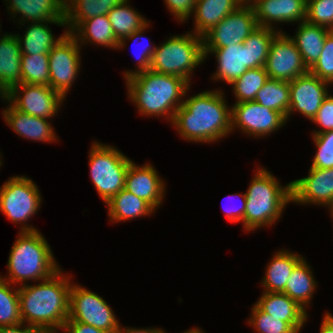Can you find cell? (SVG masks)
<instances>
[{
	"label": "cell",
	"instance_id": "7402d4cb",
	"mask_svg": "<svg viewBox=\"0 0 333 333\" xmlns=\"http://www.w3.org/2000/svg\"><path fill=\"white\" fill-rule=\"evenodd\" d=\"M21 47L16 34L0 40V96L21 83Z\"/></svg>",
	"mask_w": 333,
	"mask_h": 333
},
{
	"label": "cell",
	"instance_id": "cb8c5ba5",
	"mask_svg": "<svg viewBox=\"0 0 333 333\" xmlns=\"http://www.w3.org/2000/svg\"><path fill=\"white\" fill-rule=\"evenodd\" d=\"M24 37L16 34L21 47L22 55L49 54V51L68 33L64 31L57 39L53 36L48 23L66 27L65 19L59 21L30 22ZM55 37V38H54Z\"/></svg>",
	"mask_w": 333,
	"mask_h": 333
},
{
	"label": "cell",
	"instance_id": "e575fe53",
	"mask_svg": "<svg viewBox=\"0 0 333 333\" xmlns=\"http://www.w3.org/2000/svg\"><path fill=\"white\" fill-rule=\"evenodd\" d=\"M21 83L50 86L49 54L21 55Z\"/></svg>",
	"mask_w": 333,
	"mask_h": 333
},
{
	"label": "cell",
	"instance_id": "681fc988",
	"mask_svg": "<svg viewBox=\"0 0 333 333\" xmlns=\"http://www.w3.org/2000/svg\"><path fill=\"white\" fill-rule=\"evenodd\" d=\"M303 326L292 327L289 331L285 333H300Z\"/></svg>",
	"mask_w": 333,
	"mask_h": 333
},
{
	"label": "cell",
	"instance_id": "1f68e13d",
	"mask_svg": "<svg viewBox=\"0 0 333 333\" xmlns=\"http://www.w3.org/2000/svg\"><path fill=\"white\" fill-rule=\"evenodd\" d=\"M128 4H130L129 0H124L107 13L118 41L144 28L149 23L143 15Z\"/></svg>",
	"mask_w": 333,
	"mask_h": 333
},
{
	"label": "cell",
	"instance_id": "ffe728a7",
	"mask_svg": "<svg viewBox=\"0 0 333 333\" xmlns=\"http://www.w3.org/2000/svg\"><path fill=\"white\" fill-rule=\"evenodd\" d=\"M2 110L3 118L10 129L22 138L33 141L52 143L57 135L47 118H40L18 111L10 103Z\"/></svg>",
	"mask_w": 333,
	"mask_h": 333
},
{
	"label": "cell",
	"instance_id": "5b68a950",
	"mask_svg": "<svg viewBox=\"0 0 333 333\" xmlns=\"http://www.w3.org/2000/svg\"><path fill=\"white\" fill-rule=\"evenodd\" d=\"M281 29L258 27L243 42L222 48H203L205 60L215 55L217 70L212 74L217 81L231 84L248 69L264 67L273 38Z\"/></svg>",
	"mask_w": 333,
	"mask_h": 333
},
{
	"label": "cell",
	"instance_id": "3957f363",
	"mask_svg": "<svg viewBox=\"0 0 333 333\" xmlns=\"http://www.w3.org/2000/svg\"><path fill=\"white\" fill-rule=\"evenodd\" d=\"M128 98L143 116L165 117L172 123L189 84L182 77L147 70L125 79ZM169 116V117H168Z\"/></svg>",
	"mask_w": 333,
	"mask_h": 333
},
{
	"label": "cell",
	"instance_id": "ac0fdd59",
	"mask_svg": "<svg viewBox=\"0 0 333 333\" xmlns=\"http://www.w3.org/2000/svg\"><path fill=\"white\" fill-rule=\"evenodd\" d=\"M165 182L153 165L142 166L131 161L125 176V189L148 202L155 210L162 205L165 195Z\"/></svg>",
	"mask_w": 333,
	"mask_h": 333
},
{
	"label": "cell",
	"instance_id": "74e56055",
	"mask_svg": "<svg viewBox=\"0 0 333 333\" xmlns=\"http://www.w3.org/2000/svg\"><path fill=\"white\" fill-rule=\"evenodd\" d=\"M251 310L248 324L258 333H285L292 328L287 322L264 312L256 303Z\"/></svg>",
	"mask_w": 333,
	"mask_h": 333
},
{
	"label": "cell",
	"instance_id": "f1b7e54d",
	"mask_svg": "<svg viewBox=\"0 0 333 333\" xmlns=\"http://www.w3.org/2000/svg\"><path fill=\"white\" fill-rule=\"evenodd\" d=\"M109 220L124 222L127 220L150 216L155 209L144 199L137 197L125 188L115 194L107 203Z\"/></svg>",
	"mask_w": 333,
	"mask_h": 333
},
{
	"label": "cell",
	"instance_id": "f546056e",
	"mask_svg": "<svg viewBox=\"0 0 333 333\" xmlns=\"http://www.w3.org/2000/svg\"><path fill=\"white\" fill-rule=\"evenodd\" d=\"M124 0H65L66 30L71 33L82 21L107 15Z\"/></svg>",
	"mask_w": 333,
	"mask_h": 333
},
{
	"label": "cell",
	"instance_id": "4316f807",
	"mask_svg": "<svg viewBox=\"0 0 333 333\" xmlns=\"http://www.w3.org/2000/svg\"><path fill=\"white\" fill-rule=\"evenodd\" d=\"M298 25L294 37L290 36V38L295 43L304 65L309 70L318 60L330 29L306 21L298 23Z\"/></svg>",
	"mask_w": 333,
	"mask_h": 333
},
{
	"label": "cell",
	"instance_id": "7bdbcfd3",
	"mask_svg": "<svg viewBox=\"0 0 333 333\" xmlns=\"http://www.w3.org/2000/svg\"><path fill=\"white\" fill-rule=\"evenodd\" d=\"M197 0H164L168 10L178 22H186L192 16Z\"/></svg>",
	"mask_w": 333,
	"mask_h": 333
},
{
	"label": "cell",
	"instance_id": "ee69618b",
	"mask_svg": "<svg viewBox=\"0 0 333 333\" xmlns=\"http://www.w3.org/2000/svg\"><path fill=\"white\" fill-rule=\"evenodd\" d=\"M226 197H229V199L231 198V200L235 199L236 197H238V198L241 197V200H240L241 203L239 202L236 205V203L238 201L236 200V203H234V204H233V201H232V203H230L231 205L228 203V206L224 207L225 206L224 205L223 206L224 208L223 207L222 208H223V211H224V215H225V217L227 218V220L229 222H233V223L242 222L243 227H244V214H245V209H246V195H245V193H243V194H241V193H236L235 194L234 193V194L226 196Z\"/></svg>",
	"mask_w": 333,
	"mask_h": 333
},
{
	"label": "cell",
	"instance_id": "d6986e66",
	"mask_svg": "<svg viewBox=\"0 0 333 333\" xmlns=\"http://www.w3.org/2000/svg\"><path fill=\"white\" fill-rule=\"evenodd\" d=\"M254 10L259 27L272 28L276 23L303 22L306 19V0H255Z\"/></svg>",
	"mask_w": 333,
	"mask_h": 333
},
{
	"label": "cell",
	"instance_id": "6da1fadb",
	"mask_svg": "<svg viewBox=\"0 0 333 333\" xmlns=\"http://www.w3.org/2000/svg\"><path fill=\"white\" fill-rule=\"evenodd\" d=\"M71 276L60 268L51 277L35 285L19 287V306L23 324L42 333H57L69 318Z\"/></svg>",
	"mask_w": 333,
	"mask_h": 333
},
{
	"label": "cell",
	"instance_id": "e0dca14e",
	"mask_svg": "<svg viewBox=\"0 0 333 333\" xmlns=\"http://www.w3.org/2000/svg\"><path fill=\"white\" fill-rule=\"evenodd\" d=\"M292 202L328 206L333 201V168L310 167L309 175L291 181Z\"/></svg>",
	"mask_w": 333,
	"mask_h": 333
},
{
	"label": "cell",
	"instance_id": "db71d44e",
	"mask_svg": "<svg viewBox=\"0 0 333 333\" xmlns=\"http://www.w3.org/2000/svg\"><path fill=\"white\" fill-rule=\"evenodd\" d=\"M0 27H1V24H0ZM0 32H1V30H0ZM6 35H7V33L5 32V34H3L2 38H0V40H2Z\"/></svg>",
	"mask_w": 333,
	"mask_h": 333
},
{
	"label": "cell",
	"instance_id": "d4e9b609",
	"mask_svg": "<svg viewBox=\"0 0 333 333\" xmlns=\"http://www.w3.org/2000/svg\"><path fill=\"white\" fill-rule=\"evenodd\" d=\"M242 4L238 0H197L192 14L196 35L203 36Z\"/></svg>",
	"mask_w": 333,
	"mask_h": 333
},
{
	"label": "cell",
	"instance_id": "d590c367",
	"mask_svg": "<svg viewBox=\"0 0 333 333\" xmlns=\"http://www.w3.org/2000/svg\"><path fill=\"white\" fill-rule=\"evenodd\" d=\"M23 323L20 315L19 288L0 277V327Z\"/></svg>",
	"mask_w": 333,
	"mask_h": 333
},
{
	"label": "cell",
	"instance_id": "4dcf8cb0",
	"mask_svg": "<svg viewBox=\"0 0 333 333\" xmlns=\"http://www.w3.org/2000/svg\"><path fill=\"white\" fill-rule=\"evenodd\" d=\"M317 282L312 269L303 258L293 269L288 278L284 293L295 300L303 309L310 305L316 291Z\"/></svg>",
	"mask_w": 333,
	"mask_h": 333
},
{
	"label": "cell",
	"instance_id": "11a10c76",
	"mask_svg": "<svg viewBox=\"0 0 333 333\" xmlns=\"http://www.w3.org/2000/svg\"><path fill=\"white\" fill-rule=\"evenodd\" d=\"M1 158H2V157H1V155H0V167H1V165H3Z\"/></svg>",
	"mask_w": 333,
	"mask_h": 333
},
{
	"label": "cell",
	"instance_id": "484cf974",
	"mask_svg": "<svg viewBox=\"0 0 333 333\" xmlns=\"http://www.w3.org/2000/svg\"><path fill=\"white\" fill-rule=\"evenodd\" d=\"M274 254L266 267L261 285L266 292L284 293L288 278L303 256L286 249L279 250Z\"/></svg>",
	"mask_w": 333,
	"mask_h": 333
},
{
	"label": "cell",
	"instance_id": "52a82bcc",
	"mask_svg": "<svg viewBox=\"0 0 333 333\" xmlns=\"http://www.w3.org/2000/svg\"><path fill=\"white\" fill-rule=\"evenodd\" d=\"M204 61L203 39L191 31L184 35H173L156 46L150 70L182 77L190 84L194 68Z\"/></svg>",
	"mask_w": 333,
	"mask_h": 333
},
{
	"label": "cell",
	"instance_id": "44dd1931",
	"mask_svg": "<svg viewBox=\"0 0 333 333\" xmlns=\"http://www.w3.org/2000/svg\"><path fill=\"white\" fill-rule=\"evenodd\" d=\"M9 14L19 15L18 24L24 25L25 21L45 22L65 19V0H5ZM11 11V12H10ZM15 15V16H14Z\"/></svg>",
	"mask_w": 333,
	"mask_h": 333
},
{
	"label": "cell",
	"instance_id": "ba28073f",
	"mask_svg": "<svg viewBox=\"0 0 333 333\" xmlns=\"http://www.w3.org/2000/svg\"><path fill=\"white\" fill-rule=\"evenodd\" d=\"M132 160L115 146L94 141L89 152L90 178L106 204L125 188V176Z\"/></svg>",
	"mask_w": 333,
	"mask_h": 333
},
{
	"label": "cell",
	"instance_id": "30bf717a",
	"mask_svg": "<svg viewBox=\"0 0 333 333\" xmlns=\"http://www.w3.org/2000/svg\"><path fill=\"white\" fill-rule=\"evenodd\" d=\"M69 319L110 333H117L121 326L105 299L73 282L70 288Z\"/></svg>",
	"mask_w": 333,
	"mask_h": 333
},
{
	"label": "cell",
	"instance_id": "f907efd6",
	"mask_svg": "<svg viewBox=\"0 0 333 333\" xmlns=\"http://www.w3.org/2000/svg\"><path fill=\"white\" fill-rule=\"evenodd\" d=\"M201 328H191L189 329L188 331L184 332V333H205L204 331H202V329L200 330Z\"/></svg>",
	"mask_w": 333,
	"mask_h": 333
},
{
	"label": "cell",
	"instance_id": "7dc6e473",
	"mask_svg": "<svg viewBox=\"0 0 333 333\" xmlns=\"http://www.w3.org/2000/svg\"><path fill=\"white\" fill-rule=\"evenodd\" d=\"M117 333H166L163 329L159 328H132V327H121Z\"/></svg>",
	"mask_w": 333,
	"mask_h": 333
},
{
	"label": "cell",
	"instance_id": "d6a6232c",
	"mask_svg": "<svg viewBox=\"0 0 333 333\" xmlns=\"http://www.w3.org/2000/svg\"><path fill=\"white\" fill-rule=\"evenodd\" d=\"M254 101L287 117L290 105L289 81L268 79Z\"/></svg>",
	"mask_w": 333,
	"mask_h": 333
},
{
	"label": "cell",
	"instance_id": "c3c4849f",
	"mask_svg": "<svg viewBox=\"0 0 333 333\" xmlns=\"http://www.w3.org/2000/svg\"><path fill=\"white\" fill-rule=\"evenodd\" d=\"M322 320L319 333H333V315L326 312Z\"/></svg>",
	"mask_w": 333,
	"mask_h": 333
},
{
	"label": "cell",
	"instance_id": "836d02e7",
	"mask_svg": "<svg viewBox=\"0 0 333 333\" xmlns=\"http://www.w3.org/2000/svg\"><path fill=\"white\" fill-rule=\"evenodd\" d=\"M268 79L264 67L248 69L230 84L237 100L236 103L254 101L257 92Z\"/></svg>",
	"mask_w": 333,
	"mask_h": 333
},
{
	"label": "cell",
	"instance_id": "f35d334b",
	"mask_svg": "<svg viewBox=\"0 0 333 333\" xmlns=\"http://www.w3.org/2000/svg\"><path fill=\"white\" fill-rule=\"evenodd\" d=\"M305 21L331 29L333 27V0H306Z\"/></svg>",
	"mask_w": 333,
	"mask_h": 333
},
{
	"label": "cell",
	"instance_id": "9a60e30c",
	"mask_svg": "<svg viewBox=\"0 0 333 333\" xmlns=\"http://www.w3.org/2000/svg\"><path fill=\"white\" fill-rule=\"evenodd\" d=\"M264 68L268 78L284 81H292L309 71L295 43L283 31L273 38Z\"/></svg>",
	"mask_w": 333,
	"mask_h": 333
},
{
	"label": "cell",
	"instance_id": "8d00e7d4",
	"mask_svg": "<svg viewBox=\"0 0 333 333\" xmlns=\"http://www.w3.org/2000/svg\"><path fill=\"white\" fill-rule=\"evenodd\" d=\"M150 25V23H148L144 28L136 31V32H133L131 35L125 37V38H122L120 41H119V45H118V49H123L125 47L126 44V41L127 40H133V44L135 43H139V41L141 42V40L145 41L144 38H143V34L145 33V29L149 28L148 26ZM143 33V34H142ZM146 39V38H145ZM139 40V41H138ZM149 44L147 45H143V47L139 50H141L139 52V54H134L137 58V61H136V64H137V70H126L124 74V79H127L129 77H132L133 75H136L138 73H141V72H144V71H147L150 69V63H151V59H152V56H153V53L155 51V48H156V45L153 46L152 44H150V42H148ZM141 44V43H140ZM136 46V45H135ZM141 46V45H140ZM144 48V49H143ZM137 50V51H139ZM136 51V52H137ZM138 53V52H137Z\"/></svg>",
	"mask_w": 333,
	"mask_h": 333
},
{
	"label": "cell",
	"instance_id": "816d5d0a",
	"mask_svg": "<svg viewBox=\"0 0 333 333\" xmlns=\"http://www.w3.org/2000/svg\"><path fill=\"white\" fill-rule=\"evenodd\" d=\"M242 5H251L255 0H238Z\"/></svg>",
	"mask_w": 333,
	"mask_h": 333
},
{
	"label": "cell",
	"instance_id": "603a6c76",
	"mask_svg": "<svg viewBox=\"0 0 333 333\" xmlns=\"http://www.w3.org/2000/svg\"><path fill=\"white\" fill-rule=\"evenodd\" d=\"M256 304L264 312L280 318L291 327L304 326L309 316L307 310L285 293L263 291Z\"/></svg>",
	"mask_w": 333,
	"mask_h": 333
},
{
	"label": "cell",
	"instance_id": "bcb514c9",
	"mask_svg": "<svg viewBox=\"0 0 333 333\" xmlns=\"http://www.w3.org/2000/svg\"><path fill=\"white\" fill-rule=\"evenodd\" d=\"M23 323L12 326L0 327V333H42L39 329L31 327L29 325L23 326Z\"/></svg>",
	"mask_w": 333,
	"mask_h": 333
},
{
	"label": "cell",
	"instance_id": "8992f818",
	"mask_svg": "<svg viewBox=\"0 0 333 333\" xmlns=\"http://www.w3.org/2000/svg\"><path fill=\"white\" fill-rule=\"evenodd\" d=\"M40 231L19 232L7 262L8 275L2 279L15 285L51 277L61 267Z\"/></svg>",
	"mask_w": 333,
	"mask_h": 333
},
{
	"label": "cell",
	"instance_id": "5bb4252c",
	"mask_svg": "<svg viewBox=\"0 0 333 333\" xmlns=\"http://www.w3.org/2000/svg\"><path fill=\"white\" fill-rule=\"evenodd\" d=\"M258 27L251 5H242L202 36L203 48H222L243 43Z\"/></svg>",
	"mask_w": 333,
	"mask_h": 333
},
{
	"label": "cell",
	"instance_id": "4fadbf2b",
	"mask_svg": "<svg viewBox=\"0 0 333 333\" xmlns=\"http://www.w3.org/2000/svg\"><path fill=\"white\" fill-rule=\"evenodd\" d=\"M231 131L237 128L248 136L261 138L269 136L287 122L277 111L260 105L256 101L235 103L231 106Z\"/></svg>",
	"mask_w": 333,
	"mask_h": 333
},
{
	"label": "cell",
	"instance_id": "8fae6325",
	"mask_svg": "<svg viewBox=\"0 0 333 333\" xmlns=\"http://www.w3.org/2000/svg\"><path fill=\"white\" fill-rule=\"evenodd\" d=\"M0 99L18 111L47 119L55 117L65 101V97L50 86L27 83L13 86Z\"/></svg>",
	"mask_w": 333,
	"mask_h": 333
},
{
	"label": "cell",
	"instance_id": "9c48e42d",
	"mask_svg": "<svg viewBox=\"0 0 333 333\" xmlns=\"http://www.w3.org/2000/svg\"><path fill=\"white\" fill-rule=\"evenodd\" d=\"M0 187V211L13 223L21 224L19 232L38 231L26 222L41 207L37 184L27 176H12Z\"/></svg>",
	"mask_w": 333,
	"mask_h": 333
},
{
	"label": "cell",
	"instance_id": "60d3db41",
	"mask_svg": "<svg viewBox=\"0 0 333 333\" xmlns=\"http://www.w3.org/2000/svg\"><path fill=\"white\" fill-rule=\"evenodd\" d=\"M309 72L330 85L333 84V34L331 32L327 34L322 52Z\"/></svg>",
	"mask_w": 333,
	"mask_h": 333
},
{
	"label": "cell",
	"instance_id": "83f0119b",
	"mask_svg": "<svg viewBox=\"0 0 333 333\" xmlns=\"http://www.w3.org/2000/svg\"><path fill=\"white\" fill-rule=\"evenodd\" d=\"M70 34L77 43H80V47L84 46L85 43L86 45L94 43L97 46L118 49L119 41L115 37L107 15L95 16L82 21Z\"/></svg>",
	"mask_w": 333,
	"mask_h": 333
},
{
	"label": "cell",
	"instance_id": "ab89813d",
	"mask_svg": "<svg viewBox=\"0 0 333 333\" xmlns=\"http://www.w3.org/2000/svg\"><path fill=\"white\" fill-rule=\"evenodd\" d=\"M317 147L311 167L318 169L333 168V130L312 135Z\"/></svg>",
	"mask_w": 333,
	"mask_h": 333
},
{
	"label": "cell",
	"instance_id": "f5cc1de1",
	"mask_svg": "<svg viewBox=\"0 0 333 333\" xmlns=\"http://www.w3.org/2000/svg\"><path fill=\"white\" fill-rule=\"evenodd\" d=\"M329 208V211H331V216L333 217V201L327 206Z\"/></svg>",
	"mask_w": 333,
	"mask_h": 333
},
{
	"label": "cell",
	"instance_id": "277c9868",
	"mask_svg": "<svg viewBox=\"0 0 333 333\" xmlns=\"http://www.w3.org/2000/svg\"><path fill=\"white\" fill-rule=\"evenodd\" d=\"M256 170L245 192L244 229L246 232L274 225L275 221H279L278 219L283 215L284 207L289 202L292 203L291 182L283 186L264 167Z\"/></svg>",
	"mask_w": 333,
	"mask_h": 333
},
{
	"label": "cell",
	"instance_id": "b9f144b4",
	"mask_svg": "<svg viewBox=\"0 0 333 333\" xmlns=\"http://www.w3.org/2000/svg\"><path fill=\"white\" fill-rule=\"evenodd\" d=\"M311 122L321 127V129L314 130L312 135L333 130V96L331 94L325 98Z\"/></svg>",
	"mask_w": 333,
	"mask_h": 333
},
{
	"label": "cell",
	"instance_id": "f6af8a7d",
	"mask_svg": "<svg viewBox=\"0 0 333 333\" xmlns=\"http://www.w3.org/2000/svg\"><path fill=\"white\" fill-rule=\"evenodd\" d=\"M62 330H64V333H110L89 324L70 320L69 318L64 323Z\"/></svg>",
	"mask_w": 333,
	"mask_h": 333
},
{
	"label": "cell",
	"instance_id": "7c38bea8",
	"mask_svg": "<svg viewBox=\"0 0 333 333\" xmlns=\"http://www.w3.org/2000/svg\"><path fill=\"white\" fill-rule=\"evenodd\" d=\"M79 46L76 39L67 33L49 51L50 87L65 98L81 69Z\"/></svg>",
	"mask_w": 333,
	"mask_h": 333
},
{
	"label": "cell",
	"instance_id": "7a4b0ae2",
	"mask_svg": "<svg viewBox=\"0 0 333 333\" xmlns=\"http://www.w3.org/2000/svg\"><path fill=\"white\" fill-rule=\"evenodd\" d=\"M223 90L202 91L176 110L171 124L182 139L195 143H213L231 131V107H228Z\"/></svg>",
	"mask_w": 333,
	"mask_h": 333
},
{
	"label": "cell",
	"instance_id": "2e32d148",
	"mask_svg": "<svg viewBox=\"0 0 333 333\" xmlns=\"http://www.w3.org/2000/svg\"><path fill=\"white\" fill-rule=\"evenodd\" d=\"M328 82L319 79L309 71L289 81L290 105L286 120L293 112L303 114L310 121L315 117L325 98L329 95Z\"/></svg>",
	"mask_w": 333,
	"mask_h": 333
}]
</instances>
